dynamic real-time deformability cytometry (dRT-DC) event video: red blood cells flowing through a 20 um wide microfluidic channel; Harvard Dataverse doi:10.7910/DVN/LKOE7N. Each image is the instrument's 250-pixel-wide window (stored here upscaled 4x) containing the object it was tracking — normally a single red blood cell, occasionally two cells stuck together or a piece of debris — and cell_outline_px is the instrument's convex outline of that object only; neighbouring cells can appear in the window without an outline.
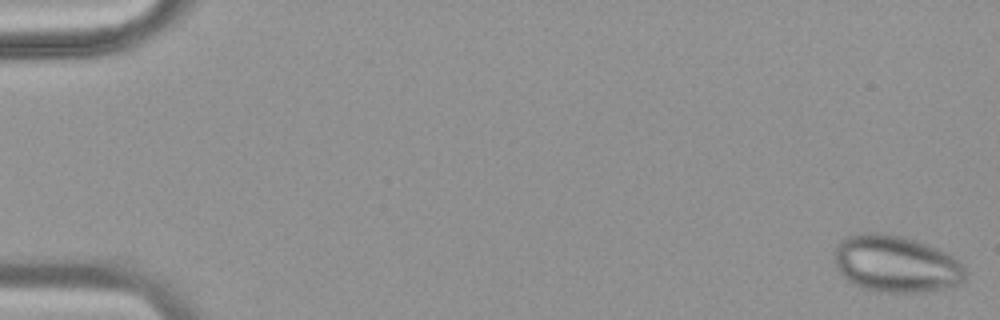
{"species": "common noctule bat (a hibernating species)", "species_latin": "Nyctalus noctula", "temperature_condition": "warm", "stored_images_in_passage": 49, "camera_frame_rate_fps": 3000, "um_per_image_px": 0.085, "animal": {"sex": "female", "body_mass_g": 18.4}, "frame": {"image": 1, "passage_image": 1, "time_ms": 0.0, "image_size_px": [1000, 320], "cell_outline_px": [[964, 284], [944, 288], [916, 292], [880, 292], [864, 288], [848, 280], [836, 268], [836, 248], [840, 240], [848, 236], [860, 232], [884, 232], [904, 236], [916, 240], [936, 248], [952, 256], [964, 268]], "centroid_in_image_um": [76.15, 22.41], "position_along_channel_um": 8.9, "area_um2": 43.18}}
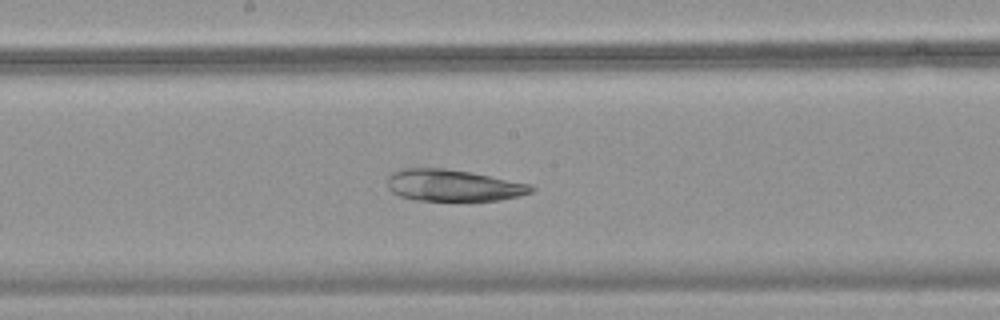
{"frame": {"image": 2, "passage_image": 27, "time_ms": 8.667, "image_size_px": [1000, 320], "cell_outline_px": [[536, 188], [532, 192], [520, 196], [500, 200], [416, 200], [400, 196], [392, 192], [388, 188], [388, 176], [392, 172], [400, 168], [444, 168], [468, 172], [532, 184]], "centroid_in_image_um": [38.52, 15.75], "position_along_channel_um": 209.7, "area_um2": 26.47}}
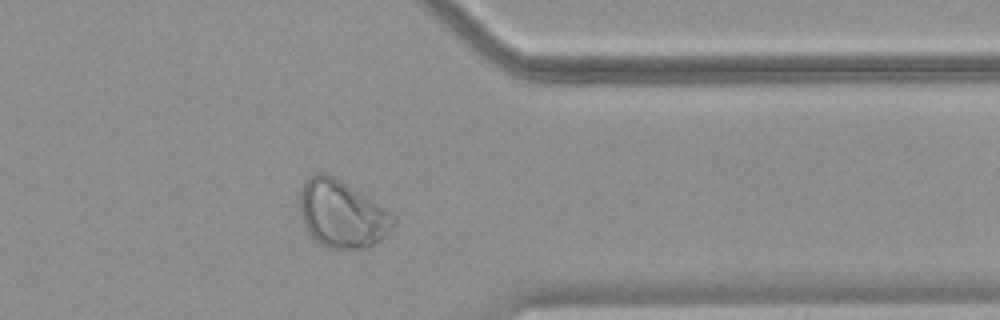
{"frame": {"image": 3, "passage_image": 40, "time_ms": 13.0, "image_size_px": [1000, 320], "cell_outline_px": [[396, 224], [380, 240], [368, 248], [328, 248], [312, 240], [308, 236], [304, 228], [300, 216], [300, 188], [304, 180], [316, 172], [324, 172], [340, 180], [384, 208], [396, 216]], "centroid_in_image_um": [29.01, 18.21], "position_along_channel_um": 382.4, "area_um2": 36.93}}